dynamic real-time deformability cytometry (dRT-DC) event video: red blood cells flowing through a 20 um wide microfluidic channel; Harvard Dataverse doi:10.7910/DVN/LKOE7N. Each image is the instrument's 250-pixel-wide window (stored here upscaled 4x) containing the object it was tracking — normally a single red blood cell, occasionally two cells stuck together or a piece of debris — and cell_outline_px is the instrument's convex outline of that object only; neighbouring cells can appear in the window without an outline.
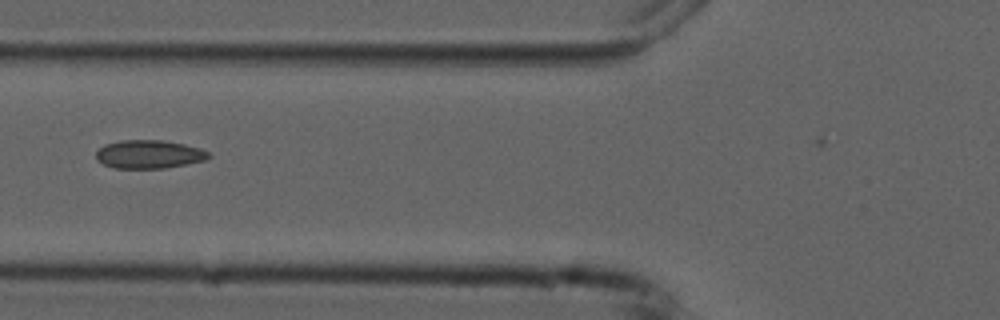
{"species": "common noctule bat (a hibernating species)", "species_latin": "Nyctalus noctula", "temperature_condition": "cold", "stored_images_in_passage": 3, "camera_frame_rate_fps": 3000, "um_per_image_px": 0.085, "animal": {"sex": "male", "forearm_length_mm": 52.5}, "frame": {"image": 1, "passage_image": 2, "time_ms": 1.0, "image_size_px": [1000, 320], "cell_outline_px": [[212, 156], [204, 160], [164, 168], [112, 168], [96, 160], [96, 152], [104, 144], [120, 140], [164, 140], [184, 144], [200, 148], [208, 152]], "centroid_in_image_um": [12.64, 13.1], "position_along_channel_um": 113.2, "area_um2": 18.61}}